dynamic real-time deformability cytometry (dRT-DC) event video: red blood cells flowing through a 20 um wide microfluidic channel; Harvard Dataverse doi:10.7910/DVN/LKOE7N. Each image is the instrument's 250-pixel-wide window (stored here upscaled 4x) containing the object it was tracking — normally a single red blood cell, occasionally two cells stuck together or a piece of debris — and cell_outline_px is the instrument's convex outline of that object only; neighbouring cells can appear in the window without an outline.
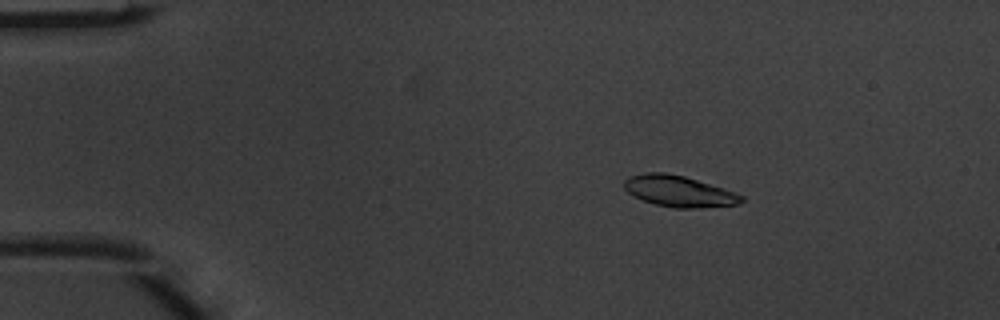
{"species": "common noctule bat (a hibernating species)", "species_latin": "Nyctalus noctula", "temperature_condition": "warm", "stored_images_in_passage": 4, "camera_frame_rate_fps": 3000, "um_per_image_px": 0.085, "animal": {"sex": "male", "body_mass_g": 20.1, "forearm_length_mm": 53.5}, "frame": {"image": 1, "passage_image": 2, "time_ms": 0.333, "image_size_px": [1000, 320], "cell_outline_px": [[744, 200], [740, 204], [700, 208], [672, 208], [656, 204], [644, 200], [628, 192], [624, 188], [624, 180], [632, 176], [648, 172], [664, 172], [684, 176], [744, 196]], "centroid_in_image_um": [57.71, 16.27], "position_along_channel_um": 27.3, "area_um2": 20.87}}
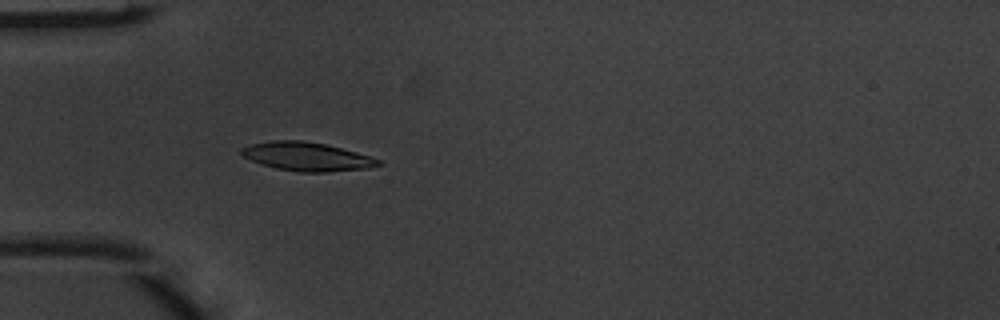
{"frame": {"image": 2, "passage_image": 4, "time_ms": 1.0, "image_size_px": [1000, 320], "cell_outline_px": [[380, 164], [368, 168], [328, 172], [300, 172], [276, 168], [252, 160], [244, 156], [240, 152], [240, 148], [248, 144], [272, 140], [300, 140], [324, 144], [356, 152], [380, 160]], "centroid_in_image_um": [26.04, 13.3], "position_along_channel_um": 59.0, "area_um2": 22.54}}